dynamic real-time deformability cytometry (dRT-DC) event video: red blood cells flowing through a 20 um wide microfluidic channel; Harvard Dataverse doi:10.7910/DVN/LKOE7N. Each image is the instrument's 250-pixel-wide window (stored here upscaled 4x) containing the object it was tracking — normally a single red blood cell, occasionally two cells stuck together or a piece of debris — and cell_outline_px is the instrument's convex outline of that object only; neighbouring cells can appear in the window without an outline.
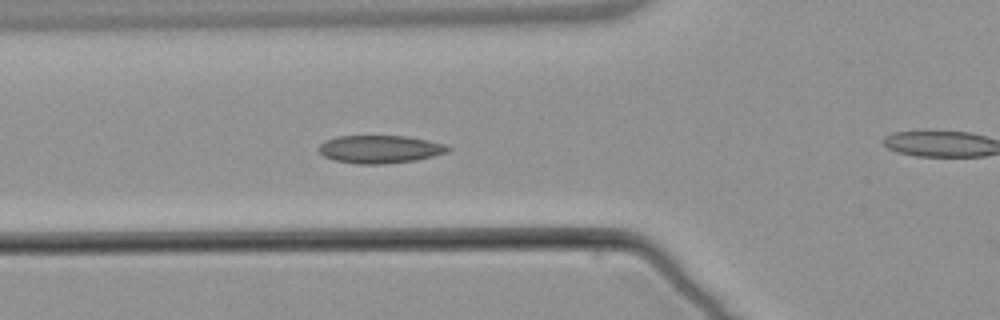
{"species": "common noctule bat (a hibernating species)", "species_latin": "Nyctalus noctula", "temperature_condition": "warm", "stored_images_in_passage": 6, "segment_of_instrument_passage": [1, 2], "camera_frame_rate_fps": 3000, "um_per_image_px": 0.085, "animal": {"sex": "male", "body_mass_g": 21.5, "forearm_length_mm": 52.0}, "frame": {"image": 1, "passage_image": 5, "time_ms": 6.333, "image_size_px": [1000, 320], "cell_outline_px": [[452, 148], [448, 152], [416, 160], [384, 164], [356, 164], [336, 160], [324, 156], [316, 148], [324, 140], [336, 136], [408, 136], [428, 140], [444, 144]], "centroid_in_image_um": [32.28, 12.68], "position_along_channel_um": 93.5, "area_um2": 21.1}}